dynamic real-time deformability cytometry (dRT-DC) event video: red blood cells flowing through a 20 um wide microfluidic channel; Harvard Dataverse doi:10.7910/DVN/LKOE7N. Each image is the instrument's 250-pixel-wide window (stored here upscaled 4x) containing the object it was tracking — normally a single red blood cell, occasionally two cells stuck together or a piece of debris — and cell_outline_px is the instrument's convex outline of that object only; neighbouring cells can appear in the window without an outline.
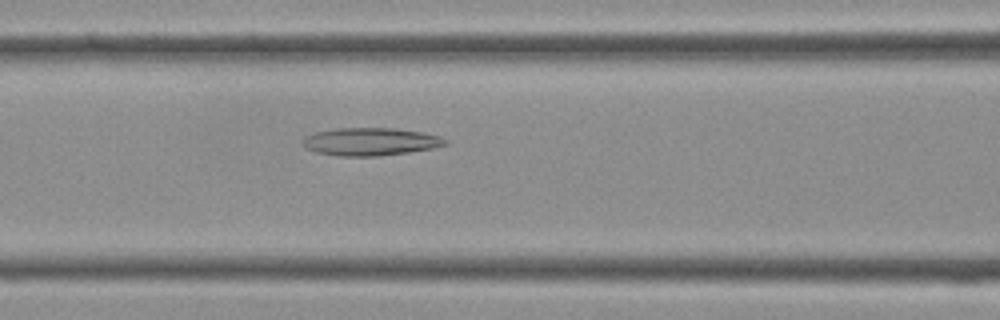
{"species": "Egyptian fruit bat (a non-hibernating species)", "species_latin": "Rousettus aegyptiacus", "temperature_condition": "cold", "stored_images_in_passage": 29, "camera_frame_rate_fps": 3000, "um_per_image_px": 0.085, "frame": {"image": 1, "passage_image": 5, "time_ms": 1.333, "image_size_px": [1000, 320], "cell_outline_px": [[448, 144], [432, 148], [408, 152], [380, 156], [336, 156], [316, 152], [308, 148], [300, 140], [304, 136], [316, 132], [336, 128], [396, 128], [424, 132], [440, 136], [448, 140]], "centroid_in_image_um": [31.5, 12.03], "position_along_channel_um": 135.1, "area_um2": 23.24}}
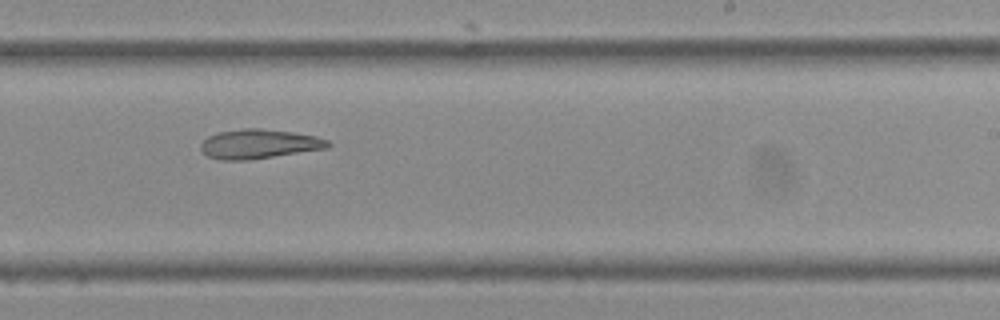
{"frame": {"image": 2, "passage_image": 13, "time_ms": 4.0, "image_size_px": [1000, 320], "cell_outline_px": [[332, 144], [328, 148], [248, 160], [220, 160], [208, 156], [200, 148], [200, 144], [208, 136], [220, 132], [244, 128], [260, 128], [292, 132], [316, 136], [328, 140]], "centroid_in_image_um": [22.03, 12.23], "position_along_channel_um": 267.0, "area_um2": 21.68}}
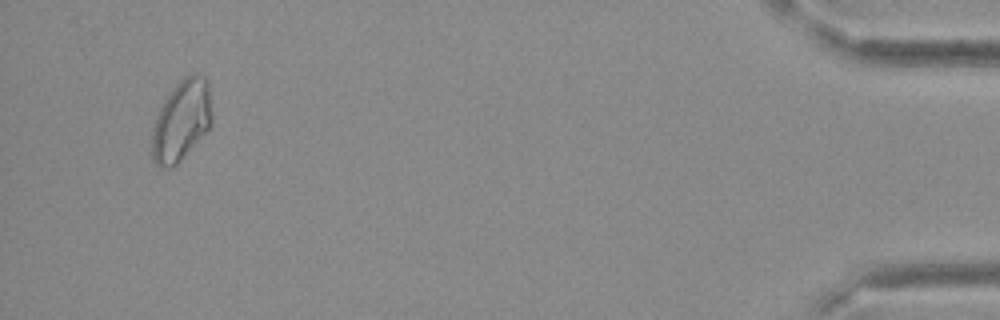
{"frame": {"image": 3, "passage_image": 27, "time_ms": 8.667, "image_size_px": [1000, 320], "cell_outline_px": [[212, 120], [208, 128], [180, 160], [176, 164], [168, 168], [160, 168], [152, 160], [152, 128], [156, 116], [160, 108], [172, 88], [184, 76], [204, 76], [208, 80], [212, 112]], "centroid_in_image_um": [15.41, 10.25], "position_along_channel_um": 419.8, "area_um2": 27.8}}